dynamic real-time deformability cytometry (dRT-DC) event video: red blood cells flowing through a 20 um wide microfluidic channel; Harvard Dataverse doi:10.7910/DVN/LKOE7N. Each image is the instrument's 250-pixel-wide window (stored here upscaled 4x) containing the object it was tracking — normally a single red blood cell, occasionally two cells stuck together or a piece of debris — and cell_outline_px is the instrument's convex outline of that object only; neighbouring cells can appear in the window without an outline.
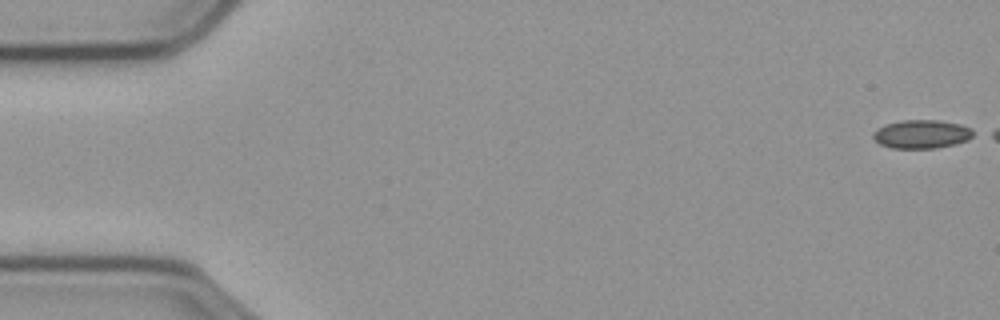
{"species": "common noctule bat (a hibernating species)", "species_latin": "Nyctalus noctula", "temperature_condition": "cold", "stored_images_in_passage": 49, "camera_frame_rate_fps": 3000, "um_per_image_px": 0.085, "animal": {"sex": "male", "body_mass_g": 23.1, "forearm_length_mm": 52.7}, "frame": {"image": 1, "passage_image": 1, "time_ms": 0.0, "image_size_px": [1000, 320], "cell_outline_px": [[980, 132], [976, 136], [968, 140], [956, 144], [936, 148], [892, 148], [880, 144], [872, 136], [872, 132], [876, 128], [884, 124], [900, 120], [940, 120], [960, 124], [972, 128]], "centroid_in_image_um": [78.41, 11.39], "position_along_channel_um": 6.6, "area_um2": 17.17}}
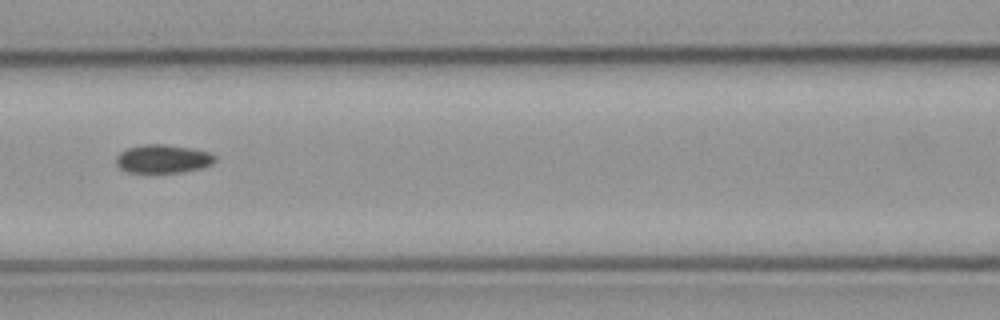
{"frame": {"image": 2, "passage_image": 25, "time_ms": 8.0, "image_size_px": [1000, 320], "cell_outline_px": [[216, 160], [212, 164], [200, 168], [180, 172], [128, 172], [120, 168], [116, 164], [116, 156], [120, 152], [128, 148], [144, 144], [164, 144], [188, 148], [208, 152], [216, 156]], "centroid_in_image_um": [13.83, 13.5], "position_along_channel_um": 152.8, "area_um2": 16.18}}
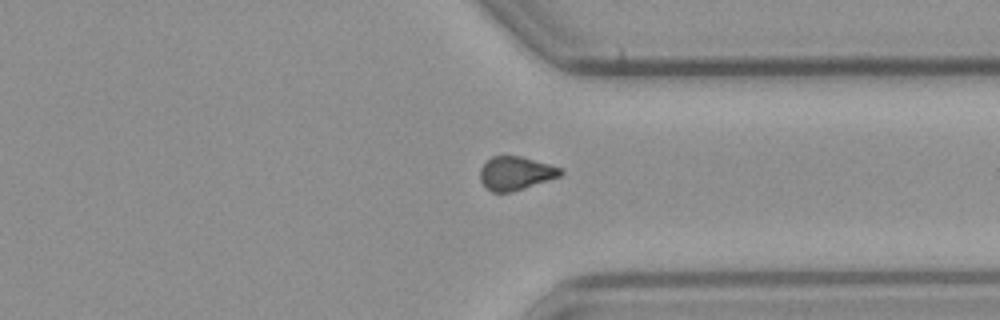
{"frame": {"image": 3, "passage_image": 43, "time_ms": 14.0, "image_size_px": [1000, 320], "cell_outline_px": [[564, 172], [560, 176], [512, 192], [492, 192], [480, 180], [480, 168], [492, 156], [520, 156], [564, 168]], "centroid_in_image_um": [43.86, 14.72], "position_along_channel_um": 367.5, "area_um2": 15.61}, "authors_computed_cell_mechanics": {"area_um2": 16.473, "velocity_mm_per_s": 3.6014, "shape_relaxation_time_tau1_ms": 4.7051, "shape_relaxation_time_tau2_ms": 7.1979, "deformation_change_tau1": 0.0779, "deformation_change_tau2": 0.1105}}